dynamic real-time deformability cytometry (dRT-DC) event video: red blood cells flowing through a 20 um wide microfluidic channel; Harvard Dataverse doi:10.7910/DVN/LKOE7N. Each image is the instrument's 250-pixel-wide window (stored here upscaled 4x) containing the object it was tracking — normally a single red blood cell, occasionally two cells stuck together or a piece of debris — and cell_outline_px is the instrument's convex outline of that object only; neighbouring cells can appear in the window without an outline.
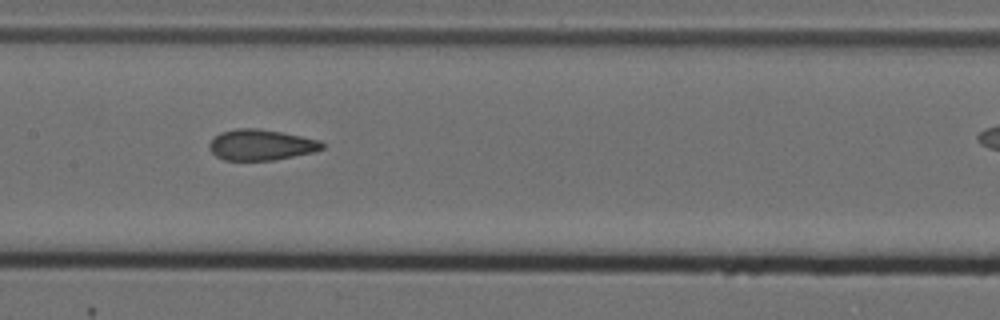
{"species": "Egyptian fruit bat (a non-hibernating species)", "species_latin": "Rousettus aegyptiacus", "temperature_condition": "cold", "stored_images_in_passage": 16, "camera_frame_rate_fps": 3000, "um_per_image_px": 0.085, "animal": {"sex": "female"}, "frame": {"image": 1, "passage_image": 10, "time_ms": 3.0, "image_size_px": [1000, 320], "cell_outline_px": [[324, 148], [312, 152], [272, 160], [224, 160], [216, 156], [208, 148], [208, 144], [220, 132], [236, 128], [256, 128], [280, 132], [320, 140], [324, 144]], "centroid_in_image_um": [22.15, 12.31], "position_along_channel_um": 185.2, "area_um2": 20.06}}